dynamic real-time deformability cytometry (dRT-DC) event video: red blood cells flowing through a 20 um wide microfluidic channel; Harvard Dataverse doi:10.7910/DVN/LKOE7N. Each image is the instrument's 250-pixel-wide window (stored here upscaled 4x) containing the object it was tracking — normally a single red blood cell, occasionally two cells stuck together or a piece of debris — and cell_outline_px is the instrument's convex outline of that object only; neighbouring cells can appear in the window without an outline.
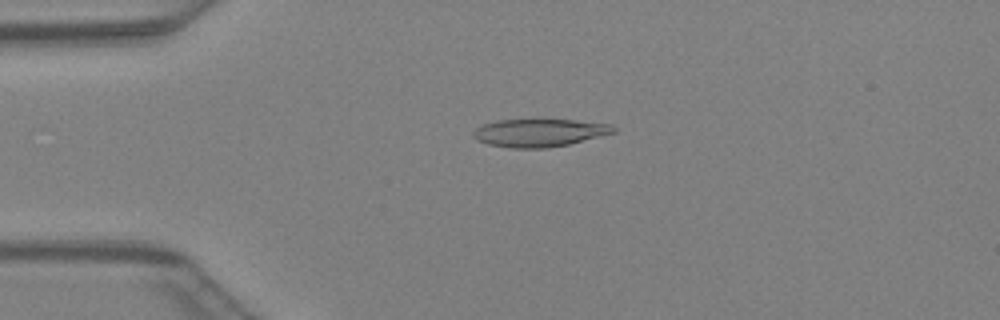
{"species": "Egyptian fruit bat (a non-hibernating species)", "species_latin": "Rousettus aegyptiacus", "temperature_condition": "warm", "stored_images_in_passage": 45, "camera_frame_rate_fps": 3000, "um_per_image_px": 0.085, "animal": {"sex": "female"}, "frame": {"image": 1, "passage_image": 11, "time_ms": 3.333, "image_size_px": [1000, 320], "cell_outline_px": [[616, 132], [568, 144], [548, 148], [508, 148], [488, 144], [476, 140], [472, 136], [472, 132], [476, 128], [484, 124], [496, 120], [536, 116], [576, 120], [612, 124], [616, 128]], "centroid_in_image_um": [45.82, 11.23], "position_along_channel_um": 39.2, "area_um2": 23.93}}
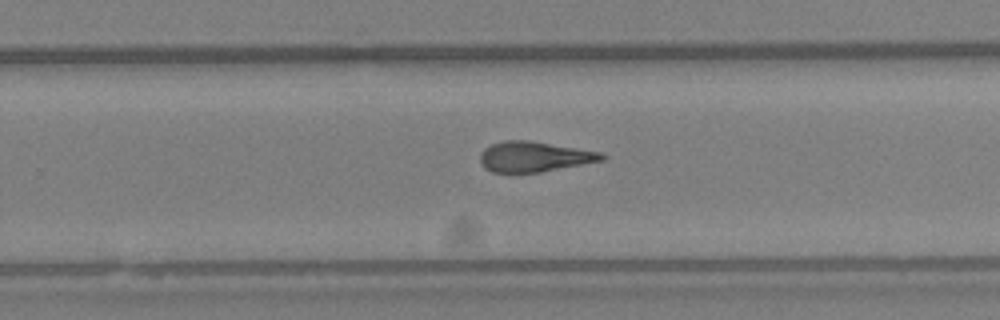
{"frame": {"image": 2, "passage_image": 29, "time_ms": 9.333, "image_size_px": [1000, 320], "cell_outline_px": [[608, 156], [604, 160], [540, 172], [492, 172], [484, 168], [480, 164], [480, 152], [484, 148], [492, 144], [504, 140], [528, 140], [600, 152]], "centroid_in_image_um": [45.37, 13.32], "position_along_channel_um": 284.4, "area_um2": 21.39}}
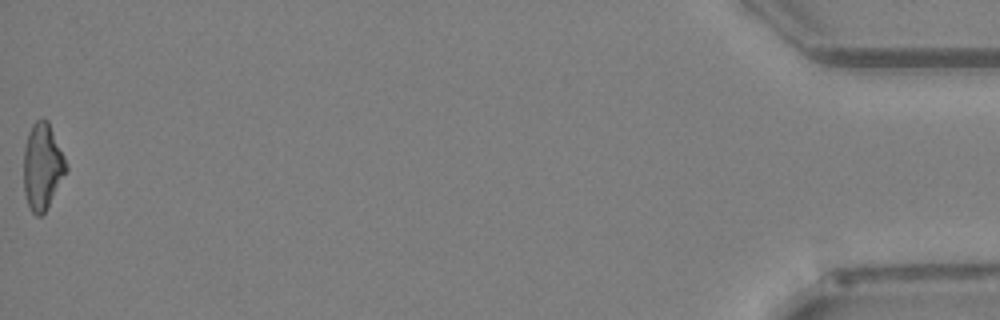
{"frame": {"image": 3, "passage_image": 45, "time_ms": 14.667, "image_size_px": [1000, 320], "cell_outline_px": [[68, 168], [44, 212], [40, 216], [36, 216], [28, 208], [24, 192], [24, 148], [28, 132], [32, 124], [36, 120], [44, 116], [48, 120], [64, 156]], "centroid_in_image_um": [3.58, 14.11], "position_along_channel_um": 431.6, "area_um2": 21.27}}